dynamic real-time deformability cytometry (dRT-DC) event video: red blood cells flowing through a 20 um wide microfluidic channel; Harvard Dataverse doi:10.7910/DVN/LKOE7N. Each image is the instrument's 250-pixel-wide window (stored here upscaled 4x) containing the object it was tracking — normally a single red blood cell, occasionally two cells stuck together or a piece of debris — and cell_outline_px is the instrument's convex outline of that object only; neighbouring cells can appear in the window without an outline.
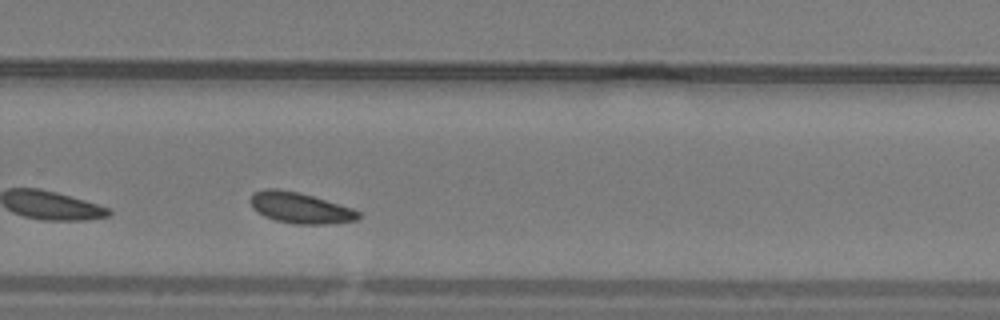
{"species": "common noctule bat (a hibernating species)", "species_latin": "Nyctalus noctula", "temperature_condition": "warm", "stored_images_in_passage": 27, "camera_frame_rate_fps": 3000, "um_per_image_px": 0.085, "animal": {"sex": "male", "body_mass_g": 19.2, "forearm_length_mm": 51.8}, "frame": {"image": 1, "passage_image": 20, "time_ms": 6.333, "image_size_px": [1000, 320], "cell_outline_px": [[360, 216], [356, 220], [328, 224], [296, 224], [276, 220], [264, 216], [256, 212], [252, 208], [248, 200], [252, 192], [264, 188], [276, 188], [296, 192], [312, 196], [352, 208], [360, 212]], "centroid_in_image_um": [25.44, 17.66], "position_along_channel_um": 304.4, "area_um2": 19.48}}